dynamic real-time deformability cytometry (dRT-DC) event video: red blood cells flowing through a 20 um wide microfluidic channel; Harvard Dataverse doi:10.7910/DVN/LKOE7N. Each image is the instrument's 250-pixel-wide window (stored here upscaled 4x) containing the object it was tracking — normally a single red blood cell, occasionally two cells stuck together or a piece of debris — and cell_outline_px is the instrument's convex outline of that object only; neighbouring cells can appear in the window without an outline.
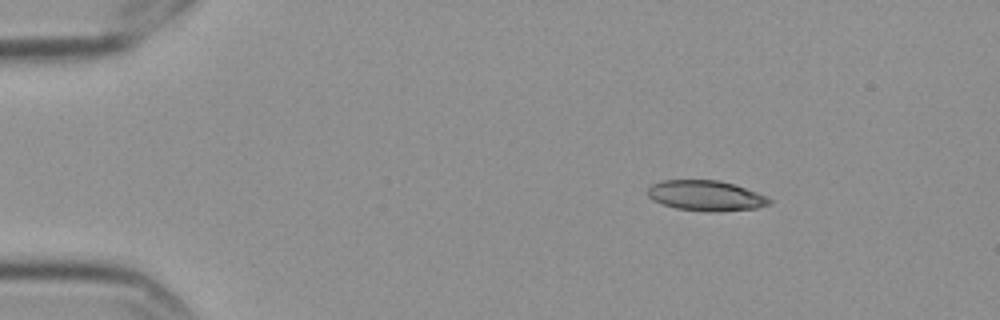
{"species": "Egyptian fruit bat (a non-hibernating species)", "species_latin": "Rousettus aegyptiacus", "temperature_condition": "cold", "stored_images_in_passage": 7, "camera_frame_rate_fps": 3000, "um_per_image_px": 0.085, "frame": {"image": 1, "passage_image": 1, "time_ms": 0.0, "image_size_px": [1000, 320], "cell_outline_px": [[772, 204], [756, 208], [716, 212], [708, 212], [676, 208], [660, 204], [652, 200], [648, 196], [648, 188], [652, 184], [664, 180], [716, 180], [732, 184], [756, 192], [772, 200]], "centroid_in_image_um": [59.97, 16.64], "position_along_channel_um": 25.0, "area_um2": 21.44}}
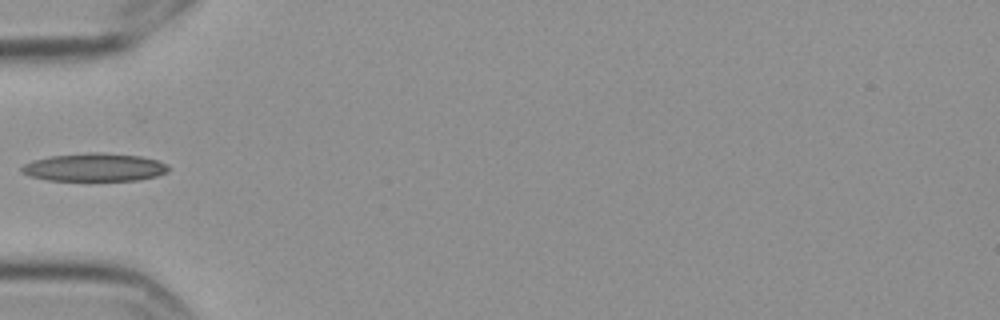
{"frame": {"image": 2, "passage_image": 4, "time_ms": 1.0, "image_size_px": [1000, 320], "cell_outline_px": [[172, 168], [168, 172], [156, 176], [136, 180], [48, 180], [28, 176], [20, 172], [20, 168], [24, 164], [32, 160], [52, 156], [88, 152], [104, 152], [140, 156], [156, 160], [168, 164]], "centroid_in_image_um": [8.03, 14.21], "position_along_channel_um": 77.0, "area_um2": 24.16}}